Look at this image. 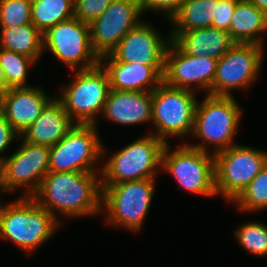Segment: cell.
Segmentation results:
<instances>
[{"mask_svg": "<svg viewBox=\"0 0 267 267\" xmlns=\"http://www.w3.org/2000/svg\"><path fill=\"white\" fill-rule=\"evenodd\" d=\"M99 174V176H98ZM101 173L49 172L32 198L57 220L102 213Z\"/></svg>", "mask_w": 267, "mask_h": 267, "instance_id": "obj_1", "label": "cell"}, {"mask_svg": "<svg viewBox=\"0 0 267 267\" xmlns=\"http://www.w3.org/2000/svg\"><path fill=\"white\" fill-rule=\"evenodd\" d=\"M60 224L32 197L0 205V240H9L28 254L51 239Z\"/></svg>", "mask_w": 267, "mask_h": 267, "instance_id": "obj_2", "label": "cell"}, {"mask_svg": "<svg viewBox=\"0 0 267 267\" xmlns=\"http://www.w3.org/2000/svg\"><path fill=\"white\" fill-rule=\"evenodd\" d=\"M241 110L233 95L206 94L201 103L197 102L192 133V136L200 139L201 142L188 145L212 154L237 145L234 143V137L242 117ZM205 144H213L215 147L211 151Z\"/></svg>", "mask_w": 267, "mask_h": 267, "instance_id": "obj_3", "label": "cell"}, {"mask_svg": "<svg viewBox=\"0 0 267 267\" xmlns=\"http://www.w3.org/2000/svg\"><path fill=\"white\" fill-rule=\"evenodd\" d=\"M165 145L163 140L152 133L142 136L114 152L100 167L101 185L155 179L158 171L161 170Z\"/></svg>", "mask_w": 267, "mask_h": 267, "instance_id": "obj_4", "label": "cell"}, {"mask_svg": "<svg viewBox=\"0 0 267 267\" xmlns=\"http://www.w3.org/2000/svg\"><path fill=\"white\" fill-rule=\"evenodd\" d=\"M155 180L141 179L102 185L101 211L108 212L106 224L132 232L141 230L154 196Z\"/></svg>", "mask_w": 267, "mask_h": 267, "instance_id": "obj_5", "label": "cell"}, {"mask_svg": "<svg viewBox=\"0 0 267 267\" xmlns=\"http://www.w3.org/2000/svg\"><path fill=\"white\" fill-rule=\"evenodd\" d=\"M72 83L64 85L56 98L75 124L96 125L110 92L106 72L100 65L87 70H75Z\"/></svg>", "mask_w": 267, "mask_h": 267, "instance_id": "obj_6", "label": "cell"}, {"mask_svg": "<svg viewBox=\"0 0 267 267\" xmlns=\"http://www.w3.org/2000/svg\"><path fill=\"white\" fill-rule=\"evenodd\" d=\"M195 91L174 88L162 82L152 91L153 135L168 142V137L189 136L193 133L197 99Z\"/></svg>", "mask_w": 267, "mask_h": 267, "instance_id": "obj_7", "label": "cell"}, {"mask_svg": "<svg viewBox=\"0 0 267 267\" xmlns=\"http://www.w3.org/2000/svg\"><path fill=\"white\" fill-rule=\"evenodd\" d=\"M267 164V151L234 145L214 154L215 191L232 202Z\"/></svg>", "mask_w": 267, "mask_h": 267, "instance_id": "obj_8", "label": "cell"}, {"mask_svg": "<svg viewBox=\"0 0 267 267\" xmlns=\"http://www.w3.org/2000/svg\"><path fill=\"white\" fill-rule=\"evenodd\" d=\"M97 132L96 125L75 124L58 143L50 147L49 172L99 173L101 168L96 169V165L106 155L107 149Z\"/></svg>", "mask_w": 267, "mask_h": 267, "instance_id": "obj_9", "label": "cell"}, {"mask_svg": "<svg viewBox=\"0 0 267 267\" xmlns=\"http://www.w3.org/2000/svg\"><path fill=\"white\" fill-rule=\"evenodd\" d=\"M162 171L172 175L185 191L215 196L214 154L201 151L186 144L171 150L166 143L162 153Z\"/></svg>", "mask_w": 267, "mask_h": 267, "instance_id": "obj_10", "label": "cell"}, {"mask_svg": "<svg viewBox=\"0 0 267 267\" xmlns=\"http://www.w3.org/2000/svg\"><path fill=\"white\" fill-rule=\"evenodd\" d=\"M47 49L72 71L99 65V56L90 41L89 23L75 17L59 22L43 34V51Z\"/></svg>", "mask_w": 267, "mask_h": 267, "instance_id": "obj_11", "label": "cell"}, {"mask_svg": "<svg viewBox=\"0 0 267 267\" xmlns=\"http://www.w3.org/2000/svg\"><path fill=\"white\" fill-rule=\"evenodd\" d=\"M50 147L21 142L20 147L0 163V190L14 192L24 187L21 197H32L49 173Z\"/></svg>", "mask_w": 267, "mask_h": 267, "instance_id": "obj_12", "label": "cell"}, {"mask_svg": "<svg viewBox=\"0 0 267 267\" xmlns=\"http://www.w3.org/2000/svg\"><path fill=\"white\" fill-rule=\"evenodd\" d=\"M262 50L263 47L257 44L235 43L217 61L212 96H232L233 89L251 86L259 76L264 56Z\"/></svg>", "mask_w": 267, "mask_h": 267, "instance_id": "obj_13", "label": "cell"}, {"mask_svg": "<svg viewBox=\"0 0 267 267\" xmlns=\"http://www.w3.org/2000/svg\"><path fill=\"white\" fill-rule=\"evenodd\" d=\"M139 0H113L105 11L89 23L90 41L101 57L110 54L122 38L140 22Z\"/></svg>", "mask_w": 267, "mask_h": 267, "instance_id": "obj_14", "label": "cell"}, {"mask_svg": "<svg viewBox=\"0 0 267 267\" xmlns=\"http://www.w3.org/2000/svg\"><path fill=\"white\" fill-rule=\"evenodd\" d=\"M217 61L208 56L185 54L171 40L165 54L163 82L170 87L189 91H193V86H196L197 90L212 95Z\"/></svg>", "mask_w": 267, "mask_h": 267, "instance_id": "obj_15", "label": "cell"}, {"mask_svg": "<svg viewBox=\"0 0 267 267\" xmlns=\"http://www.w3.org/2000/svg\"><path fill=\"white\" fill-rule=\"evenodd\" d=\"M165 40L150 22L144 20L122 38L110 55L119 62L137 61L146 66H165L171 38Z\"/></svg>", "mask_w": 267, "mask_h": 267, "instance_id": "obj_16", "label": "cell"}, {"mask_svg": "<svg viewBox=\"0 0 267 267\" xmlns=\"http://www.w3.org/2000/svg\"><path fill=\"white\" fill-rule=\"evenodd\" d=\"M54 97L48 96L43 88L32 85L9 88L0 98V111L21 136Z\"/></svg>", "mask_w": 267, "mask_h": 267, "instance_id": "obj_17", "label": "cell"}, {"mask_svg": "<svg viewBox=\"0 0 267 267\" xmlns=\"http://www.w3.org/2000/svg\"><path fill=\"white\" fill-rule=\"evenodd\" d=\"M99 65L106 72L110 88L119 91L152 92L163 82L165 71V66L119 62L110 54L99 57Z\"/></svg>", "mask_w": 267, "mask_h": 267, "instance_id": "obj_18", "label": "cell"}, {"mask_svg": "<svg viewBox=\"0 0 267 267\" xmlns=\"http://www.w3.org/2000/svg\"><path fill=\"white\" fill-rule=\"evenodd\" d=\"M101 115L121 125L151 122L152 92L110 89Z\"/></svg>", "mask_w": 267, "mask_h": 267, "instance_id": "obj_19", "label": "cell"}, {"mask_svg": "<svg viewBox=\"0 0 267 267\" xmlns=\"http://www.w3.org/2000/svg\"><path fill=\"white\" fill-rule=\"evenodd\" d=\"M75 125L61 102L54 97L37 120L20 137L25 142L52 147Z\"/></svg>", "mask_w": 267, "mask_h": 267, "instance_id": "obj_20", "label": "cell"}, {"mask_svg": "<svg viewBox=\"0 0 267 267\" xmlns=\"http://www.w3.org/2000/svg\"><path fill=\"white\" fill-rule=\"evenodd\" d=\"M185 54L219 60L234 44L230 34L215 27L180 32L172 40Z\"/></svg>", "mask_w": 267, "mask_h": 267, "instance_id": "obj_21", "label": "cell"}, {"mask_svg": "<svg viewBox=\"0 0 267 267\" xmlns=\"http://www.w3.org/2000/svg\"><path fill=\"white\" fill-rule=\"evenodd\" d=\"M267 31V14L247 0L236 3L229 26L235 43L263 45L262 34Z\"/></svg>", "mask_w": 267, "mask_h": 267, "instance_id": "obj_22", "label": "cell"}, {"mask_svg": "<svg viewBox=\"0 0 267 267\" xmlns=\"http://www.w3.org/2000/svg\"><path fill=\"white\" fill-rule=\"evenodd\" d=\"M217 5L218 0H186L169 20L174 27L168 36L173 40L182 31L212 27Z\"/></svg>", "mask_w": 267, "mask_h": 267, "instance_id": "obj_23", "label": "cell"}, {"mask_svg": "<svg viewBox=\"0 0 267 267\" xmlns=\"http://www.w3.org/2000/svg\"><path fill=\"white\" fill-rule=\"evenodd\" d=\"M0 48L37 61L43 51V34L33 25L0 27Z\"/></svg>", "mask_w": 267, "mask_h": 267, "instance_id": "obj_24", "label": "cell"}, {"mask_svg": "<svg viewBox=\"0 0 267 267\" xmlns=\"http://www.w3.org/2000/svg\"><path fill=\"white\" fill-rule=\"evenodd\" d=\"M31 23L44 34L49 28L74 17V0H31Z\"/></svg>", "mask_w": 267, "mask_h": 267, "instance_id": "obj_25", "label": "cell"}, {"mask_svg": "<svg viewBox=\"0 0 267 267\" xmlns=\"http://www.w3.org/2000/svg\"><path fill=\"white\" fill-rule=\"evenodd\" d=\"M33 64L36 61L32 58L0 48V65L10 88L30 86L26 82L28 70Z\"/></svg>", "mask_w": 267, "mask_h": 267, "instance_id": "obj_26", "label": "cell"}, {"mask_svg": "<svg viewBox=\"0 0 267 267\" xmlns=\"http://www.w3.org/2000/svg\"><path fill=\"white\" fill-rule=\"evenodd\" d=\"M233 202L240 212L267 208V164Z\"/></svg>", "mask_w": 267, "mask_h": 267, "instance_id": "obj_27", "label": "cell"}, {"mask_svg": "<svg viewBox=\"0 0 267 267\" xmlns=\"http://www.w3.org/2000/svg\"><path fill=\"white\" fill-rule=\"evenodd\" d=\"M234 235L247 252L259 257L267 256V225L250 221L238 227Z\"/></svg>", "mask_w": 267, "mask_h": 267, "instance_id": "obj_28", "label": "cell"}, {"mask_svg": "<svg viewBox=\"0 0 267 267\" xmlns=\"http://www.w3.org/2000/svg\"><path fill=\"white\" fill-rule=\"evenodd\" d=\"M31 0H0V27L31 23Z\"/></svg>", "mask_w": 267, "mask_h": 267, "instance_id": "obj_29", "label": "cell"}, {"mask_svg": "<svg viewBox=\"0 0 267 267\" xmlns=\"http://www.w3.org/2000/svg\"><path fill=\"white\" fill-rule=\"evenodd\" d=\"M113 0H74V17L90 23L98 18Z\"/></svg>", "mask_w": 267, "mask_h": 267, "instance_id": "obj_30", "label": "cell"}, {"mask_svg": "<svg viewBox=\"0 0 267 267\" xmlns=\"http://www.w3.org/2000/svg\"><path fill=\"white\" fill-rule=\"evenodd\" d=\"M186 0H139L141 13L145 11L160 12L166 14L170 20Z\"/></svg>", "mask_w": 267, "mask_h": 267, "instance_id": "obj_31", "label": "cell"}, {"mask_svg": "<svg viewBox=\"0 0 267 267\" xmlns=\"http://www.w3.org/2000/svg\"><path fill=\"white\" fill-rule=\"evenodd\" d=\"M239 0H218L217 19L213 20L212 27L225 30L229 33L230 21Z\"/></svg>", "mask_w": 267, "mask_h": 267, "instance_id": "obj_32", "label": "cell"}, {"mask_svg": "<svg viewBox=\"0 0 267 267\" xmlns=\"http://www.w3.org/2000/svg\"><path fill=\"white\" fill-rule=\"evenodd\" d=\"M17 138L20 139V135L12 128L11 124L0 111V163L6 158V156H2L1 154Z\"/></svg>", "mask_w": 267, "mask_h": 267, "instance_id": "obj_33", "label": "cell"}, {"mask_svg": "<svg viewBox=\"0 0 267 267\" xmlns=\"http://www.w3.org/2000/svg\"><path fill=\"white\" fill-rule=\"evenodd\" d=\"M10 87L7 85L6 78L4 75L3 68L0 65V98L5 94V92L9 89Z\"/></svg>", "mask_w": 267, "mask_h": 267, "instance_id": "obj_34", "label": "cell"}, {"mask_svg": "<svg viewBox=\"0 0 267 267\" xmlns=\"http://www.w3.org/2000/svg\"><path fill=\"white\" fill-rule=\"evenodd\" d=\"M267 14V0H247Z\"/></svg>", "mask_w": 267, "mask_h": 267, "instance_id": "obj_35", "label": "cell"}]
</instances>
